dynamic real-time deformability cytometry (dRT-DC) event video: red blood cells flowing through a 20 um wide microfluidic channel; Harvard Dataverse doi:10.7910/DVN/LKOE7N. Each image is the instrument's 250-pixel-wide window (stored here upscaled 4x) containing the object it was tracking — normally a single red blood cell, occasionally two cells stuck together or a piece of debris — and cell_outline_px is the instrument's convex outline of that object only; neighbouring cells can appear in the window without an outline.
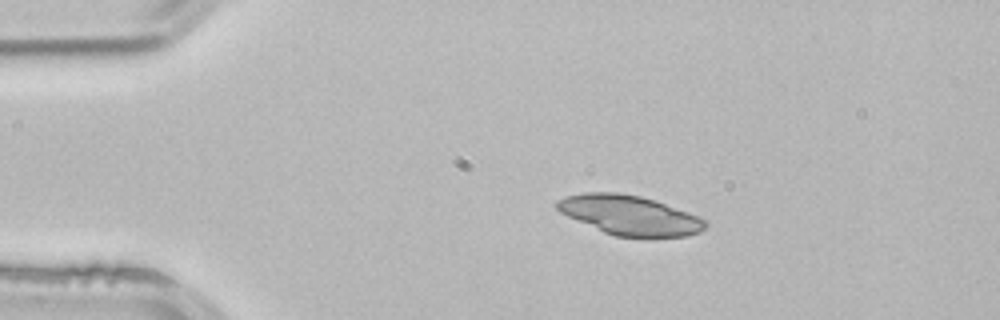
{"species": "common noctule bat (a hibernating species)", "species_latin": "Nyctalus noctula", "temperature_condition": "room temperature", "stored_images_in_passage": 2, "camera_frame_rate_fps": 3000, "um_per_image_px": 0.085, "animal": {"sex": "male", "body_mass_g": 21.5, "forearm_length_mm": 52.0}, "frame": {"image": 1, "passage_image": 1, "time_ms": 0.0, "image_size_px": [1000, 320], "cell_outline_px": [[708, 224], [700, 232], [688, 236], [616, 236], [604, 232], [568, 216], [560, 212], [552, 204], [556, 200], [568, 196], [584, 192], [620, 192], [640, 196], [688, 212], [704, 220]], "centroid_in_image_um": [53.47, 18.27], "position_along_channel_um": 31.5, "area_um2": 33.64}}